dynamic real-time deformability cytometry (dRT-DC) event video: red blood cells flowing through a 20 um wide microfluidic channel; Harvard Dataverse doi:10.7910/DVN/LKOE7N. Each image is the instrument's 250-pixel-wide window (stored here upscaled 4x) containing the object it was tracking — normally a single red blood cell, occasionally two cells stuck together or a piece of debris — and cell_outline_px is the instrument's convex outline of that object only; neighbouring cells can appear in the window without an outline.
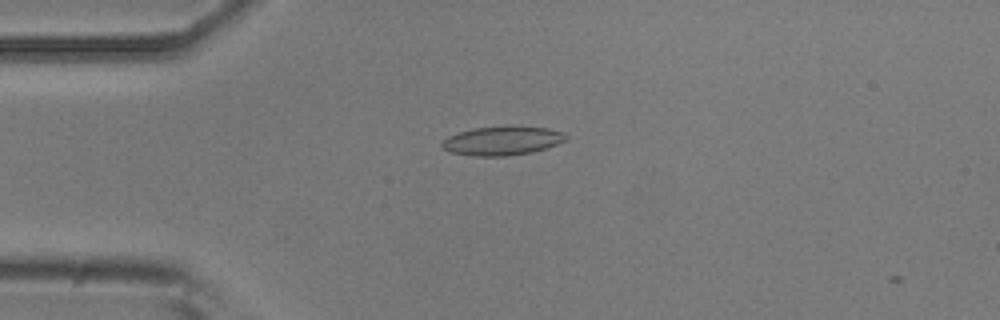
{"species": "common noctule bat (a hibernating species)", "species_latin": "Nyctalus noctula", "temperature_condition": "room temperature", "stored_images_in_passage": 21, "camera_frame_rate_fps": 3000, "um_per_image_px": 0.085, "animal": {"sex": "male", "body_mass_g": 20.5, "forearm_length_mm": 52.5}, "frame": {"image": 1, "passage_image": 2, "time_ms": 0.333, "image_size_px": [1000, 320], "cell_outline_px": [[568, 140], [532, 152], [508, 156], [472, 156], [448, 152], [440, 144], [448, 136], [472, 128], [508, 124], [548, 128], [564, 132], [568, 136]], "centroid_in_image_um": [42.71, 11.94], "position_along_channel_um": 42.3, "area_um2": 21.44}}
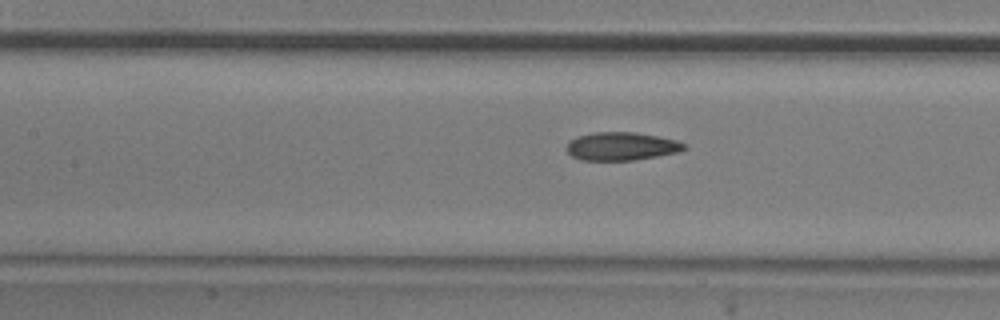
{"frame": {"image": 2, "passage_image": 12, "time_ms": 3.667, "image_size_px": [1000, 320], "cell_outline_px": [[688, 148], [680, 152], [632, 160], [580, 160], [572, 156], [568, 152], [568, 144], [576, 136], [596, 132], [636, 132], [676, 140], [688, 144]], "centroid_in_image_um": [52.88, 12.43], "position_along_channel_um": 154.5, "area_um2": 19.25}}
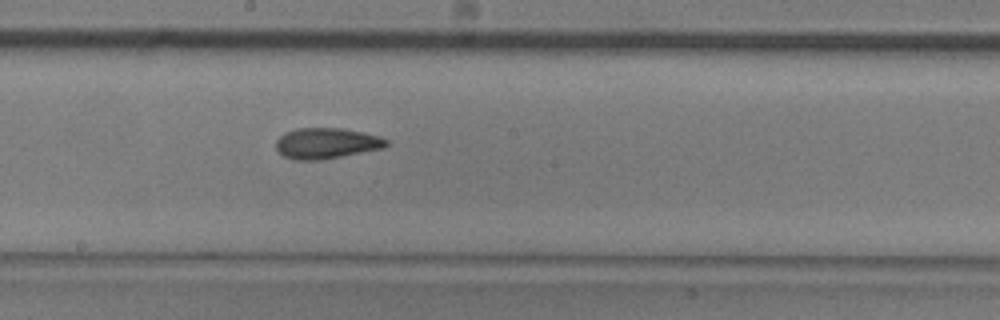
{"frame": {"image": 3, "passage_image": 17, "time_ms": 5.333, "image_size_px": [1000, 320], "cell_outline_px": [[388, 144], [384, 148], [320, 160], [292, 160], [284, 156], [276, 148], [276, 140], [284, 132], [296, 128], [344, 128], [380, 136], [388, 140]], "centroid_in_image_um": [27.74, 12.17], "position_along_channel_um": 220.5, "area_um2": 19.88}}